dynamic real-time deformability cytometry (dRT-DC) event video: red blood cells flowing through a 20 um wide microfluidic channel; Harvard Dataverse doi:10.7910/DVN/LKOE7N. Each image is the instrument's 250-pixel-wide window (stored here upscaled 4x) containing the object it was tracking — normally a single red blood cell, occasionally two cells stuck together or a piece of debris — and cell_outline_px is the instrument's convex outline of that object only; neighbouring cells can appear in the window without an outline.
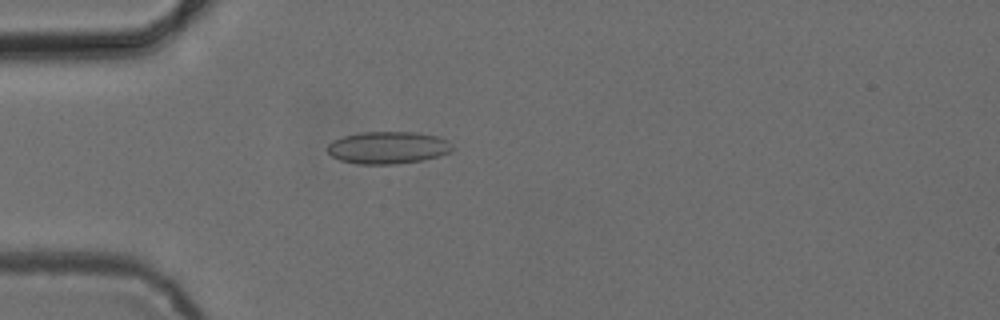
{"species": "common noctule bat (a hibernating species)", "species_latin": "Nyctalus noctula", "temperature_condition": "cold", "stored_images_in_passage": 52, "camera_frame_rate_fps": 3000, "um_per_image_px": 0.085, "animal": {"sex": "female", "body_mass_g": 24.6, "forearm_length_mm": 56.2}, "frame": {"image": 1, "passage_image": 15, "time_ms": 4.667, "image_size_px": [1000, 320], "cell_outline_px": [[456, 148], [452, 152], [440, 156], [424, 160], [396, 164], [356, 164], [340, 160], [332, 156], [328, 152], [328, 144], [332, 140], [344, 136], [360, 132], [416, 132], [440, 136], [448, 140]], "centroid_in_image_um": [33.04, 12.55], "position_along_channel_um": 52.0, "area_um2": 23.93}}
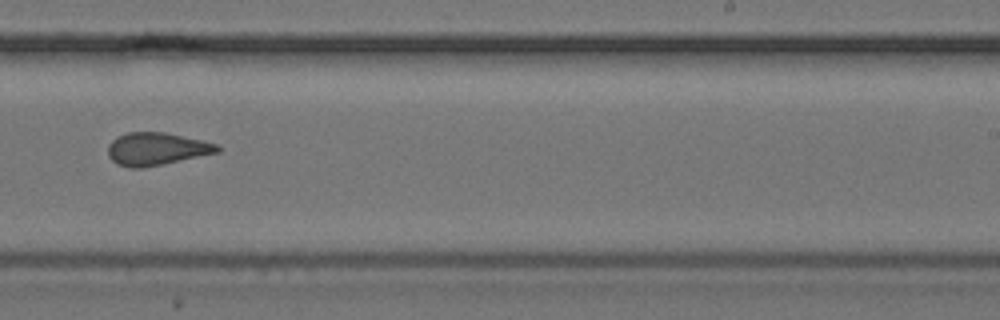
{"frame": {"image": 2, "passage_image": 33, "time_ms": 10.667, "image_size_px": [1000, 320], "cell_outline_px": [[220, 152], [164, 164], [140, 168], [128, 168], [116, 164], [108, 156], [108, 144], [112, 140], [128, 132], [164, 132], [200, 140], [216, 144], [220, 148]], "centroid_in_image_um": [13.28, 12.67], "position_along_channel_um": 275.7, "area_um2": 20.75}}
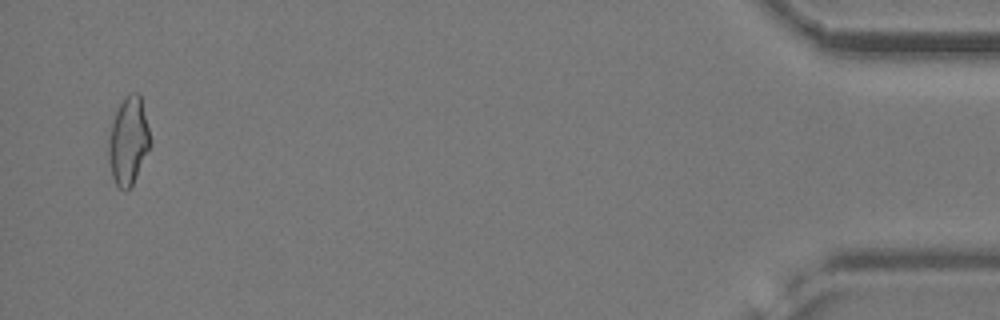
{"frame": {"image": 3, "passage_image": 51, "time_ms": 16.667, "image_size_px": [1000, 320], "cell_outline_px": [[152, 144], [132, 184], [124, 192], [116, 184], [112, 176], [108, 152], [108, 136], [116, 112], [120, 104], [128, 92], [136, 92], [140, 96], [152, 140]], "centroid_in_image_um": [10.92, 11.97], "position_along_channel_um": 424.3, "area_um2": 21.15}, "authors_computed_cell_mechanics": {"area_um2": 21.1259, "velocity_mm_per_s": 3.9068, "shape_relaxation_time_tau1_ms": null, "shape_relaxation_time_tau2_ms": 1.6114, "deformation_change_tau1": null, "deformation_change_tau2": 0.084}}